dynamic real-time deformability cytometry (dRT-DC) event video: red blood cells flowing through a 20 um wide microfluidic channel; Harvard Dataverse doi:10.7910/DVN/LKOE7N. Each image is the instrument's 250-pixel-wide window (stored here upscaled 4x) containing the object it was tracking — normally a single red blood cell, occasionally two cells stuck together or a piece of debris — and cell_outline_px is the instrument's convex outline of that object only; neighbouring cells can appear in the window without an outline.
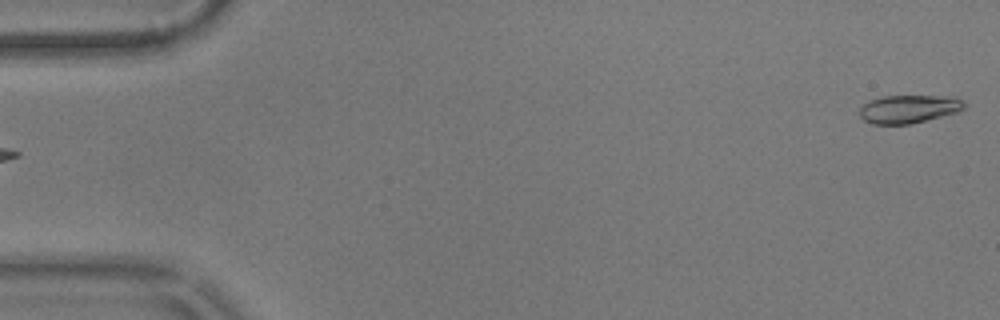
{"species": "common noctule bat (a hibernating species)", "species_latin": "Nyctalus noctula", "temperature_condition": "warm", "stored_images_in_passage": 4, "camera_frame_rate_fps": 3000, "um_per_image_px": 0.085, "animal": {"sex": "male", "body_mass_g": 17.9}, "frame": {"image": 1, "passage_image": 1, "time_ms": 0.0, "image_size_px": [1000, 320], "cell_outline_px": [[964, 108], [960, 112], [908, 124], [872, 124], [864, 120], [860, 116], [860, 108], [868, 100], [884, 96], [956, 96], [964, 100]], "centroid_in_image_um": [77.28, 9.25], "position_along_channel_um": 7.7, "area_um2": 17.28}}